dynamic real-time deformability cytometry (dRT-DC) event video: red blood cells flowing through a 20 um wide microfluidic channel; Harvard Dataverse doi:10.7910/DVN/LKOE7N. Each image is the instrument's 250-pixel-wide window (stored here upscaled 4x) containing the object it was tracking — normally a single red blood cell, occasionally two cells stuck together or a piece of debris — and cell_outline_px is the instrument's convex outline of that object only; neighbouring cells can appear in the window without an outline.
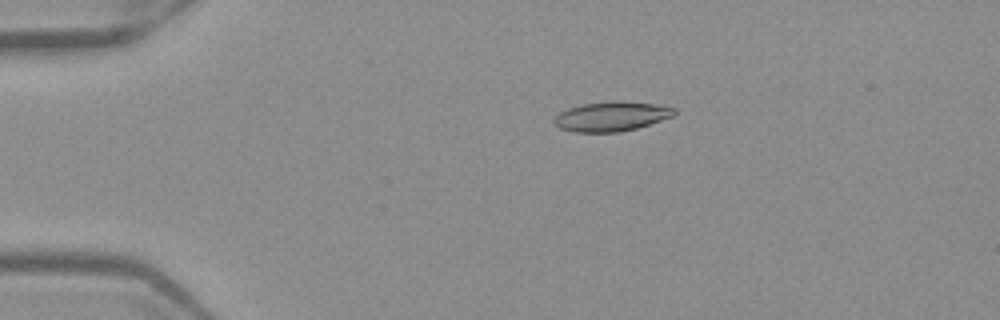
{"species": "Egyptian fruit bat (a non-hibernating species)", "species_latin": "Rousettus aegyptiacus", "temperature_condition": "warm", "stored_images_in_passage": 52, "camera_frame_rate_fps": 3000, "um_per_image_px": 0.085, "frame": {"image": 1, "passage_image": 11, "time_ms": 3.333, "image_size_px": [1000, 320], "cell_outline_px": [[676, 116], [636, 128], [620, 132], [572, 132], [560, 128], [552, 120], [560, 112], [568, 108], [584, 104], [616, 100], [656, 104], [676, 108]], "centroid_in_image_um": [52.01, 9.89], "position_along_channel_um": 33.0, "area_um2": 20.81}}
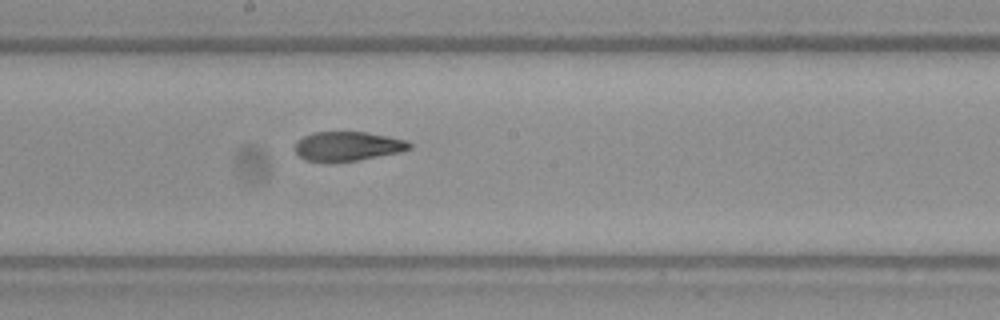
{"frame": {"image": 2, "passage_image": 29, "time_ms": 9.333, "image_size_px": [1000, 320], "cell_outline_px": [[412, 148], [400, 152], [356, 160], [304, 160], [296, 152], [296, 140], [312, 132], [368, 132], [408, 140], [412, 144]], "centroid_in_image_um": [29.6, 12.39], "position_along_channel_um": 218.6, "area_um2": 19.19}}
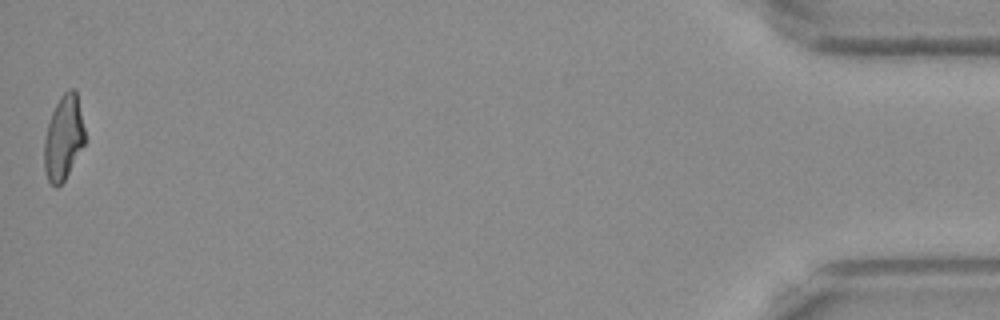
{"frame": {"image": 3, "passage_image": 52, "time_ms": 17.0, "image_size_px": [1000, 320], "cell_outline_px": [[84, 144], [64, 180], [56, 188], [48, 180], [44, 172], [44, 140], [48, 124], [52, 112], [60, 96], [68, 88], [76, 88], [84, 128]], "centroid_in_image_um": [5.39, 11.68], "position_along_channel_um": 429.8, "area_um2": 19.88}, "authors_computed_cell_mechanics": {"area_um2": 20.4612, "velocity_mm_per_s": 3.9565, "shape_relaxation_time_tau1_ms": null, "shape_relaxation_time_tau2_ms": 2.027, "deformation_change_tau1": null, "deformation_change_tau2": 0.0903}}